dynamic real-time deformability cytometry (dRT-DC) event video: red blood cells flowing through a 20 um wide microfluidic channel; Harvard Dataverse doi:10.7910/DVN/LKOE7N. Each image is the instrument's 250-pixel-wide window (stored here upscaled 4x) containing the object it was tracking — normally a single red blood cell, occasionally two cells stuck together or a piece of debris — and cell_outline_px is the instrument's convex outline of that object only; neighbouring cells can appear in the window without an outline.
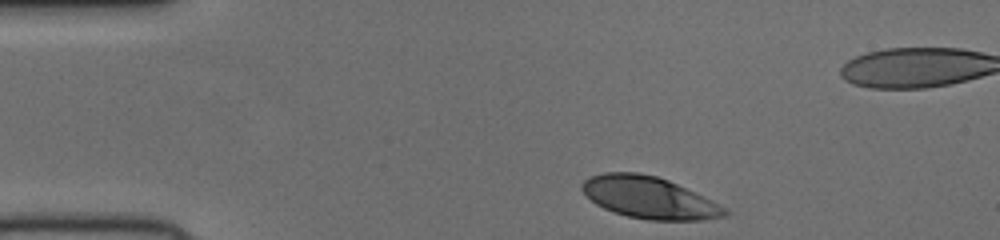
{"species": "human", "species_latin": "Homo sapiens", "temperature_condition": "cold", "stored_images_in_passage": 34, "camera_frame_rate_fps": 3000, "um_per_image_px": 0.085, "donor": {"sex": "female"}, "frame": {"image": 1, "passage_image": 1, "time_ms": 0.0, "image_size_px": [1000, 240], "cell_outline_px": [[728, 216], [704, 220], [648, 220], [628, 216], [604, 208], [596, 204], [580, 188], [580, 184], [588, 176], [604, 172], [640, 172], [656, 176], [668, 180], [712, 200], [724, 208], [728, 212]], "centroid_in_image_um": [55.16, 16.78], "position_along_channel_um": 29.8, "area_um2": 34.68}}
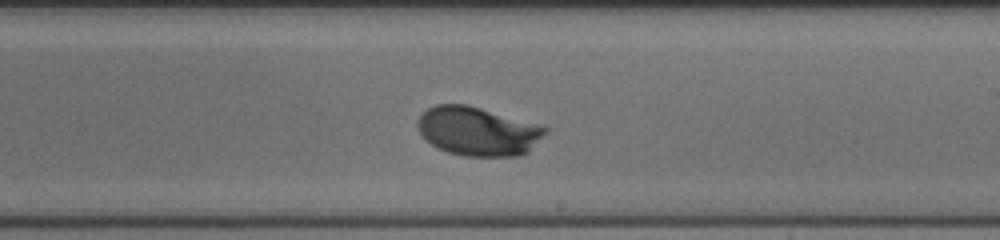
{"frame": {"image": 2, "passage_image": 22, "time_ms": 7.0, "image_size_px": [1000, 240], "cell_outline_px": [[548, 132], [528, 152], [520, 156], [464, 156], [448, 152], [436, 148], [424, 140], [416, 128], [416, 120], [428, 108], [436, 104], [468, 104], [536, 124], [548, 128]], "centroid_in_image_um": [40.57, 11.16], "position_along_channel_um": 248.4, "area_um2": 36.59}}
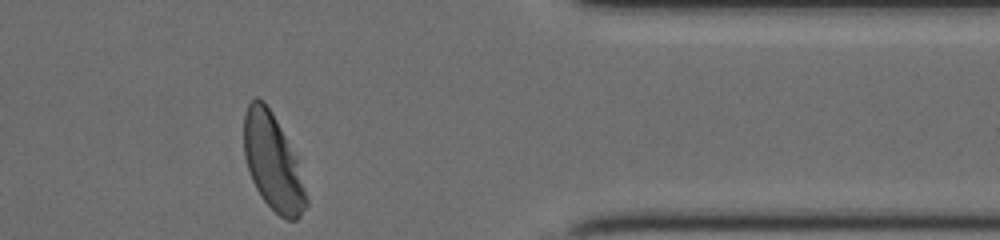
{"frame": {"image": 3, "passage_image": 34, "time_ms": 11.0, "image_size_px": [1000, 240], "cell_outline_px": [[308, 204], [300, 216], [296, 220], [288, 220], [280, 216], [260, 196], [252, 180], [244, 156], [244, 112], [248, 104], [256, 96], [264, 100], [272, 112], [296, 156], [308, 200]], "centroid_in_image_um": [23.18, 13.78], "position_along_channel_um": 388.2, "area_um2": 34.74}}